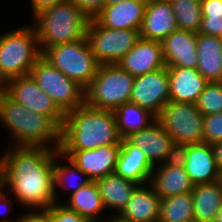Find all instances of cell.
Returning <instances> with one entry per match:
<instances>
[{
	"label": "cell",
	"mask_w": 222,
	"mask_h": 222,
	"mask_svg": "<svg viewBox=\"0 0 222 222\" xmlns=\"http://www.w3.org/2000/svg\"><path fill=\"white\" fill-rule=\"evenodd\" d=\"M54 150L13 146L0 158V181L23 205L44 211L55 202Z\"/></svg>",
	"instance_id": "obj_1"
},
{
	"label": "cell",
	"mask_w": 222,
	"mask_h": 222,
	"mask_svg": "<svg viewBox=\"0 0 222 222\" xmlns=\"http://www.w3.org/2000/svg\"><path fill=\"white\" fill-rule=\"evenodd\" d=\"M114 111L95 109L86 104L65 114L59 151L94 150L121 145Z\"/></svg>",
	"instance_id": "obj_2"
},
{
	"label": "cell",
	"mask_w": 222,
	"mask_h": 222,
	"mask_svg": "<svg viewBox=\"0 0 222 222\" xmlns=\"http://www.w3.org/2000/svg\"><path fill=\"white\" fill-rule=\"evenodd\" d=\"M41 53L55 45L86 37L89 19L70 0L47 8L33 17Z\"/></svg>",
	"instance_id": "obj_3"
},
{
	"label": "cell",
	"mask_w": 222,
	"mask_h": 222,
	"mask_svg": "<svg viewBox=\"0 0 222 222\" xmlns=\"http://www.w3.org/2000/svg\"><path fill=\"white\" fill-rule=\"evenodd\" d=\"M41 56L37 34L32 25L0 36V76L5 82L30 75L32 67Z\"/></svg>",
	"instance_id": "obj_4"
},
{
	"label": "cell",
	"mask_w": 222,
	"mask_h": 222,
	"mask_svg": "<svg viewBox=\"0 0 222 222\" xmlns=\"http://www.w3.org/2000/svg\"><path fill=\"white\" fill-rule=\"evenodd\" d=\"M134 77L118 64L100 65L85 89V104L95 109L115 111L129 102Z\"/></svg>",
	"instance_id": "obj_5"
},
{
	"label": "cell",
	"mask_w": 222,
	"mask_h": 222,
	"mask_svg": "<svg viewBox=\"0 0 222 222\" xmlns=\"http://www.w3.org/2000/svg\"><path fill=\"white\" fill-rule=\"evenodd\" d=\"M42 56L66 77L84 89L96 75L100 64L92 54L87 37L47 48Z\"/></svg>",
	"instance_id": "obj_6"
},
{
	"label": "cell",
	"mask_w": 222,
	"mask_h": 222,
	"mask_svg": "<svg viewBox=\"0 0 222 222\" xmlns=\"http://www.w3.org/2000/svg\"><path fill=\"white\" fill-rule=\"evenodd\" d=\"M30 75L64 114L85 104V89L43 56L35 62Z\"/></svg>",
	"instance_id": "obj_7"
},
{
	"label": "cell",
	"mask_w": 222,
	"mask_h": 222,
	"mask_svg": "<svg viewBox=\"0 0 222 222\" xmlns=\"http://www.w3.org/2000/svg\"><path fill=\"white\" fill-rule=\"evenodd\" d=\"M203 118L196 104L168 101L156 120L177 148L203 142Z\"/></svg>",
	"instance_id": "obj_8"
},
{
	"label": "cell",
	"mask_w": 222,
	"mask_h": 222,
	"mask_svg": "<svg viewBox=\"0 0 222 222\" xmlns=\"http://www.w3.org/2000/svg\"><path fill=\"white\" fill-rule=\"evenodd\" d=\"M86 37L100 65L117 64L141 38L140 30L109 29L95 19L89 20Z\"/></svg>",
	"instance_id": "obj_9"
},
{
	"label": "cell",
	"mask_w": 222,
	"mask_h": 222,
	"mask_svg": "<svg viewBox=\"0 0 222 222\" xmlns=\"http://www.w3.org/2000/svg\"><path fill=\"white\" fill-rule=\"evenodd\" d=\"M5 93L15 102L39 114L49 116L60 128L65 114L38 86L31 75L20 76L6 82Z\"/></svg>",
	"instance_id": "obj_10"
},
{
	"label": "cell",
	"mask_w": 222,
	"mask_h": 222,
	"mask_svg": "<svg viewBox=\"0 0 222 222\" xmlns=\"http://www.w3.org/2000/svg\"><path fill=\"white\" fill-rule=\"evenodd\" d=\"M170 101L167 67L134 78L129 102L147 109L155 117Z\"/></svg>",
	"instance_id": "obj_11"
},
{
	"label": "cell",
	"mask_w": 222,
	"mask_h": 222,
	"mask_svg": "<svg viewBox=\"0 0 222 222\" xmlns=\"http://www.w3.org/2000/svg\"><path fill=\"white\" fill-rule=\"evenodd\" d=\"M177 158L193 185L216 182L222 179L211 144H188L178 148Z\"/></svg>",
	"instance_id": "obj_12"
},
{
	"label": "cell",
	"mask_w": 222,
	"mask_h": 222,
	"mask_svg": "<svg viewBox=\"0 0 222 222\" xmlns=\"http://www.w3.org/2000/svg\"><path fill=\"white\" fill-rule=\"evenodd\" d=\"M126 139L140 148L153 166L177 158V146L156 119L146 128L131 133Z\"/></svg>",
	"instance_id": "obj_13"
},
{
	"label": "cell",
	"mask_w": 222,
	"mask_h": 222,
	"mask_svg": "<svg viewBox=\"0 0 222 222\" xmlns=\"http://www.w3.org/2000/svg\"><path fill=\"white\" fill-rule=\"evenodd\" d=\"M120 149L121 145H107L94 150L60 152L96 181L115 172Z\"/></svg>",
	"instance_id": "obj_14"
},
{
	"label": "cell",
	"mask_w": 222,
	"mask_h": 222,
	"mask_svg": "<svg viewBox=\"0 0 222 222\" xmlns=\"http://www.w3.org/2000/svg\"><path fill=\"white\" fill-rule=\"evenodd\" d=\"M117 64L134 78L160 70L166 67L162 44L140 38Z\"/></svg>",
	"instance_id": "obj_15"
},
{
	"label": "cell",
	"mask_w": 222,
	"mask_h": 222,
	"mask_svg": "<svg viewBox=\"0 0 222 222\" xmlns=\"http://www.w3.org/2000/svg\"><path fill=\"white\" fill-rule=\"evenodd\" d=\"M154 169L149 184L160 199L192 191L194 185L178 158L161 163L158 171L156 166Z\"/></svg>",
	"instance_id": "obj_16"
},
{
	"label": "cell",
	"mask_w": 222,
	"mask_h": 222,
	"mask_svg": "<svg viewBox=\"0 0 222 222\" xmlns=\"http://www.w3.org/2000/svg\"><path fill=\"white\" fill-rule=\"evenodd\" d=\"M161 44L166 67L197 68L196 33L176 29Z\"/></svg>",
	"instance_id": "obj_17"
},
{
	"label": "cell",
	"mask_w": 222,
	"mask_h": 222,
	"mask_svg": "<svg viewBox=\"0 0 222 222\" xmlns=\"http://www.w3.org/2000/svg\"><path fill=\"white\" fill-rule=\"evenodd\" d=\"M147 0H122L114 5H104L95 20L109 29L140 30Z\"/></svg>",
	"instance_id": "obj_18"
},
{
	"label": "cell",
	"mask_w": 222,
	"mask_h": 222,
	"mask_svg": "<svg viewBox=\"0 0 222 222\" xmlns=\"http://www.w3.org/2000/svg\"><path fill=\"white\" fill-rule=\"evenodd\" d=\"M178 29L171 3L147 0L140 36L161 42Z\"/></svg>",
	"instance_id": "obj_19"
},
{
	"label": "cell",
	"mask_w": 222,
	"mask_h": 222,
	"mask_svg": "<svg viewBox=\"0 0 222 222\" xmlns=\"http://www.w3.org/2000/svg\"><path fill=\"white\" fill-rule=\"evenodd\" d=\"M170 101L196 104L208 81L196 68L167 67Z\"/></svg>",
	"instance_id": "obj_20"
},
{
	"label": "cell",
	"mask_w": 222,
	"mask_h": 222,
	"mask_svg": "<svg viewBox=\"0 0 222 222\" xmlns=\"http://www.w3.org/2000/svg\"><path fill=\"white\" fill-rule=\"evenodd\" d=\"M153 170L154 166L140 148L132 145L126 138L121 140V149L114 172L116 175L138 185H144L150 182Z\"/></svg>",
	"instance_id": "obj_21"
},
{
	"label": "cell",
	"mask_w": 222,
	"mask_h": 222,
	"mask_svg": "<svg viewBox=\"0 0 222 222\" xmlns=\"http://www.w3.org/2000/svg\"><path fill=\"white\" fill-rule=\"evenodd\" d=\"M149 186L138 185L126 207L115 216L124 222H158L161 199Z\"/></svg>",
	"instance_id": "obj_22"
},
{
	"label": "cell",
	"mask_w": 222,
	"mask_h": 222,
	"mask_svg": "<svg viewBox=\"0 0 222 222\" xmlns=\"http://www.w3.org/2000/svg\"><path fill=\"white\" fill-rule=\"evenodd\" d=\"M53 141L55 142L53 148L49 147V143L51 145ZM60 145L61 128L49 116L27 109L24 129V146L46 147L59 150Z\"/></svg>",
	"instance_id": "obj_23"
},
{
	"label": "cell",
	"mask_w": 222,
	"mask_h": 222,
	"mask_svg": "<svg viewBox=\"0 0 222 222\" xmlns=\"http://www.w3.org/2000/svg\"><path fill=\"white\" fill-rule=\"evenodd\" d=\"M197 70L208 82H222V38L196 33Z\"/></svg>",
	"instance_id": "obj_24"
},
{
	"label": "cell",
	"mask_w": 222,
	"mask_h": 222,
	"mask_svg": "<svg viewBox=\"0 0 222 222\" xmlns=\"http://www.w3.org/2000/svg\"><path fill=\"white\" fill-rule=\"evenodd\" d=\"M195 222H214L222 207V179L194 185L191 191Z\"/></svg>",
	"instance_id": "obj_25"
},
{
	"label": "cell",
	"mask_w": 222,
	"mask_h": 222,
	"mask_svg": "<svg viewBox=\"0 0 222 222\" xmlns=\"http://www.w3.org/2000/svg\"><path fill=\"white\" fill-rule=\"evenodd\" d=\"M96 185L104 207L116 209L119 214L126 207L132 193L138 186L135 182L124 179L115 173L96 180Z\"/></svg>",
	"instance_id": "obj_26"
},
{
	"label": "cell",
	"mask_w": 222,
	"mask_h": 222,
	"mask_svg": "<svg viewBox=\"0 0 222 222\" xmlns=\"http://www.w3.org/2000/svg\"><path fill=\"white\" fill-rule=\"evenodd\" d=\"M65 206L84 216L92 222H99L98 215L105 209L96 181L82 186L78 191L71 194ZM101 212V213H100Z\"/></svg>",
	"instance_id": "obj_27"
},
{
	"label": "cell",
	"mask_w": 222,
	"mask_h": 222,
	"mask_svg": "<svg viewBox=\"0 0 222 222\" xmlns=\"http://www.w3.org/2000/svg\"><path fill=\"white\" fill-rule=\"evenodd\" d=\"M114 114L118 132L122 139L133 132L146 128L156 119L147 109L141 108L132 102L122 104L114 111Z\"/></svg>",
	"instance_id": "obj_28"
},
{
	"label": "cell",
	"mask_w": 222,
	"mask_h": 222,
	"mask_svg": "<svg viewBox=\"0 0 222 222\" xmlns=\"http://www.w3.org/2000/svg\"><path fill=\"white\" fill-rule=\"evenodd\" d=\"M27 108L12 100L5 92L0 94V122L14 137L15 146H24V129Z\"/></svg>",
	"instance_id": "obj_29"
},
{
	"label": "cell",
	"mask_w": 222,
	"mask_h": 222,
	"mask_svg": "<svg viewBox=\"0 0 222 222\" xmlns=\"http://www.w3.org/2000/svg\"><path fill=\"white\" fill-rule=\"evenodd\" d=\"M194 221L193 196L191 192L161 199L158 222Z\"/></svg>",
	"instance_id": "obj_30"
},
{
	"label": "cell",
	"mask_w": 222,
	"mask_h": 222,
	"mask_svg": "<svg viewBox=\"0 0 222 222\" xmlns=\"http://www.w3.org/2000/svg\"><path fill=\"white\" fill-rule=\"evenodd\" d=\"M61 159V157L68 159L67 161L69 162V165L63 164L62 165V161H58L56 160V158ZM78 174L79 177L80 175L83 176V180L81 179L80 181H78L77 183H75L74 185L72 184L70 187L73 188V190H71L70 195L75 193L76 191H78L82 186L90 183L92 180L89 178V176L87 174H85L74 162L73 160H71L69 157H66L65 155H63L59 150H54V166H53V182H54V197H55V202L60 203L58 201V187H61L63 191H65V189H72V188H68L69 186L66 184V182L69 180L68 178L70 176H74ZM68 179V180H67ZM79 179V178H78ZM68 183V182H67ZM70 183V182H69ZM66 185V186H65ZM67 187V188H66Z\"/></svg>",
	"instance_id": "obj_31"
},
{
	"label": "cell",
	"mask_w": 222,
	"mask_h": 222,
	"mask_svg": "<svg viewBox=\"0 0 222 222\" xmlns=\"http://www.w3.org/2000/svg\"><path fill=\"white\" fill-rule=\"evenodd\" d=\"M178 29L199 33L203 18L201 0H172Z\"/></svg>",
	"instance_id": "obj_32"
},
{
	"label": "cell",
	"mask_w": 222,
	"mask_h": 222,
	"mask_svg": "<svg viewBox=\"0 0 222 222\" xmlns=\"http://www.w3.org/2000/svg\"><path fill=\"white\" fill-rule=\"evenodd\" d=\"M196 106L203 116L222 113V82H208Z\"/></svg>",
	"instance_id": "obj_33"
},
{
	"label": "cell",
	"mask_w": 222,
	"mask_h": 222,
	"mask_svg": "<svg viewBox=\"0 0 222 222\" xmlns=\"http://www.w3.org/2000/svg\"><path fill=\"white\" fill-rule=\"evenodd\" d=\"M222 141V113H215L203 118V142L213 144Z\"/></svg>",
	"instance_id": "obj_34"
},
{
	"label": "cell",
	"mask_w": 222,
	"mask_h": 222,
	"mask_svg": "<svg viewBox=\"0 0 222 222\" xmlns=\"http://www.w3.org/2000/svg\"><path fill=\"white\" fill-rule=\"evenodd\" d=\"M51 222H92L75 211L68 209L64 204L54 203L50 208L43 211Z\"/></svg>",
	"instance_id": "obj_35"
},
{
	"label": "cell",
	"mask_w": 222,
	"mask_h": 222,
	"mask_svg": "<svg viewBox=\"0 0 222 222\" xmlns=\"http://www.w3.org/2000/svg\"><path fill=\"white\" fill-rule=\"evenodd\" d=\"M199 33L222 38V16H203Z\"/></svg>",
	"instance_id": "obj_36"
},
{
	"label": "cell",
	"mask_w": 222,
	"mask_h": 222,
	"mask_svg": "<svg viewBox=\"0 0 222 222\" xmlns=\"http://www.w3.org/2000/svg\"><path fill=\"white\" fill-rule=\"evenodd\" d=\"M77 5L81 12L89 19H95L103 9L104 0H70Z\"/></svg>",
	"instance_id": "obj_37"
},
{
	"label": "cell",
	"mask_w": 222,
	"mask_h": 222,
	"mask_svg": "<svg viewBox=\"0 0 222 222\" xmlns=\"http://www.w3.org/2000/svg\"><path fill=\"white\" fill-rule=\"evenodd\" d=\"M203 16H222V0H201Z\"/></svg>",
	"instance_id": "obj_38"
},
{
	"label": "cell",
	"mask_w": 222,
	"mask_h": 222,
	"mask_svg": "<svg viewBox=\"0 0 222 222\" xmlns=\"http://www.w3.org/2000/svg\"><path fill=\"white\" fill-rule=\"evenodd\" d=\"M63 1L65 0H31V5H32L31 9H32L33 15L35 16L39 12L47 8L53 7L56 4L61 3Z\"/></svg>",
	"instance_id": "obj_39"
},
{
	"label": "cell",
	"mask_w": 222,
	"mask_h": 222,
	"mask_svg": "<svg viewBox=\"0 0 222 222\" xmlns=\"http://www.w3.org/2000/svg\"><path fill=\"white\" fill-rule=\"evenodd\" d=\"M20 222H51L50 218L43 211H32L27 215L21 216Z\"/></svg>",
	"instance_id": "obj_40"
},
{
	"label": "cell",
	"mask_w": 222,
	"mask_h": 222,
	"mask_svg": "<svg viewBox=\"0 0 222 222\" xmlns=\"http://www.w3.org/2000/svg\"><path fill=\"white\" fill-rule=\"evenodd\" d=\"M219 172L222 175V141L211 144Z\"/></svg>",
	"instance_id": "obj_41"
},
{
	"label": "cell",
	"mask_w": 222,
	"mask_h": 222,
	"mask_svg": "<svg viewBox=\"0 0 222 222\" xmlns=\"http://www.w3.org/2000/svg\"><path fill=\"white\" fill-rule=\"evenodd\" d=\"M3 189H7V188H5V185L0 181V208H2V205L4 206L5 204L7 205V203H9V202H11L10 201V199L8 198V197H6V195L4 194V190ZM8 201V202H7ZM2 203H4V204H2ZM5 205V206H6ZM4 206V207H5ZM2 210V209H1ZM5 211V210H4ZM4 212H2L1 214H2V216H4V214H3Z\"/></svg>",
	"instance_id": "obj_42"
},
{
	"label": "cell",
	"mask_w": 222,
	"mask_h": 222,
	"mask_svg": "<svg viewBox=\"0 0 222 222\" xmlns=\"http://www.w3.org/2000/svg\"><path fill=\"white\" fill-rule=\"evenodd\" d=\"M5 88H6V82L3 80V78L0 76V94L2 92H5Z\"/></svg>",
	"instance_id": "obj_43"
},
{
	"label": "cell",
	"mask_w": 222,
	"mask_h": 222,
	"mask_svg": "<svg viewBox=\"0 0 222 222\" xmlns=\"http://www.w3.org/2000/svg\"><path fill=\"white\" fill-rule=\"evenodd\" d=\"M214 222H222V207L219 209Z\"/></svg>",
	"instance_id": "obj_44"
},
{
	"label": "cell",
	"mask_w": 222,
	"mask_h": 222,
	"mask_svg": "<svg viewBox=\"0 0 222 222\" xmlns=\"http://www.w3.org/2000/svg\"><path fill=\"white\" fill-rule=\"evenodd\" d=\"M107 221L105 222H124L122 220H120L119 218H117L116 216H112V217H109V219H106ZM104 222V221H103Z\"/></svg>",
	"instance_id": "obj_45"
},
{
	"label": "cell",
	"mask_w": 222,
	"mask_h": 222,
	"mask_svg": "<svg viewBox=\"0 0 222 222\" xmlns=\"http://www.w3.org/2000/svg\"><path fill=\"white\" fill-rule=\"evenodd\" d=\"M122 0H104L105 5H114Z\"/></svg>",
	"instance_id": "obj_46"
},
{
	"label": "cell",
	"mask_w": 222,
	"mask_h": 222,
	"mask_svg": "<svg viewBox=\"0 0 222 222\" xmlns=\"http://www.w3.org/2000/svg\"><path fill=\"white\" fill-rule=\"evenodd\" d=\"M154 1L170 3L172 0H154Z\"/></svg>",
	"instance_id": "obj_47"
},
{
	"label": "cell",
	"mask_w": 222,
	"mask_h": 222,
	"mask_svg": "<svg viewBox=\"0 0 222 222\" xmlns=\"http://www.w3.org/2000/svg\"><path fill=\"white\" fill-rule=\"evenodd\" d=\"M21 218L18 219L16 222H20ZM3 222H8L7 220H3Z\"/></svg>",
	"instance_id": "obj_48"
}]
</instances>
